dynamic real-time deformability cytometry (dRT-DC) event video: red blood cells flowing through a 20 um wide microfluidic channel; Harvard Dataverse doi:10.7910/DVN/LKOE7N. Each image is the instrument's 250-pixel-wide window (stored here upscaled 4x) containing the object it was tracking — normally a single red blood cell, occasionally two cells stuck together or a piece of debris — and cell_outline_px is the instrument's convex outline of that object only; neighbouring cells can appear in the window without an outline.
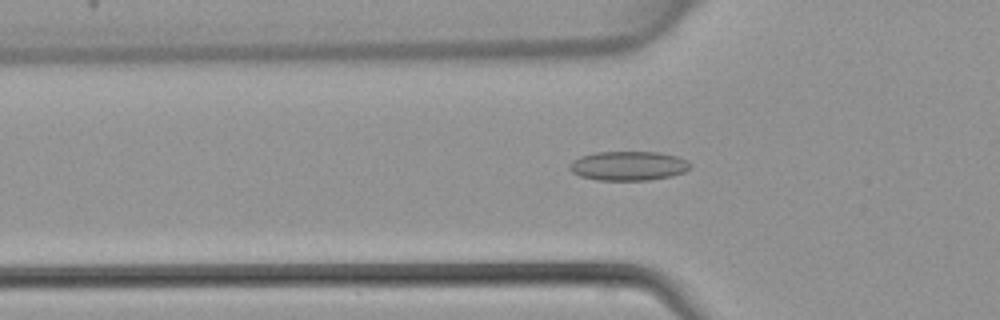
{"species": "common noctule bat (a hibernating species)", "species_latin": "Nyctalus noctula", "temperature_condition": "warm", "stored_images_in_passage": 37, "camera_frame_rate_fps": 3000, "um_per_image_px": 0.085, "animal": {"sex": "female", "body_mass_g": 22.7, "forearm_length_mm": 54.2}, "frame": {"image": 1, "passage_image": 7, "time_ms": 2.0, "image_size_px": [1000, 320], "cell_outline_px": [[692, 168], [684, 172], [672, 176], [648, 180], [596, 180], [580, 176], [572, 172], [568, 168], [568, 164], [572, 160], [580, 156], [596, 152], [656, 152], [676, 156], [688, 160], [692, 164]], "centroid_in_image_um": [53.41, 14.1], "position_along_channel_um": 72.4, "area_um2": 20.81}}
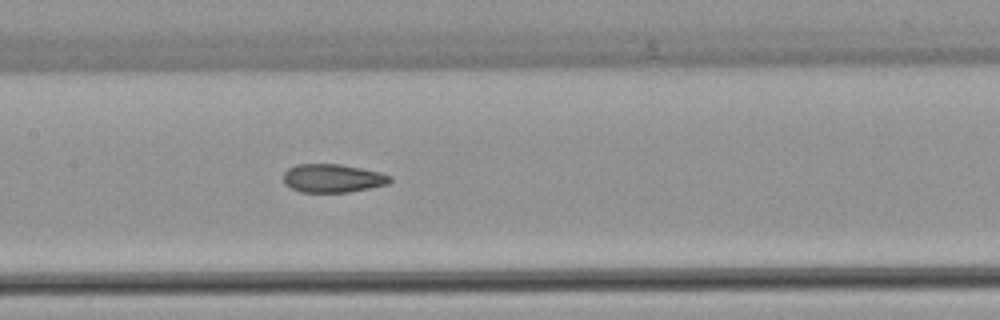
{"frame": {"image": 2, "passage_image": 14, "time_ms": 4.333, "image_size_px": [1000, 320], "cell_outline_px": [[392, 180], [388, 184], [348, 192], [300, 192], [284, 184], [284, 172], [288, 168], [296, 164], [340, 164], [380, 172], [392, 176]], "centroid_in_image_um": [28.27, 15.15], "position_along_channel_um": 179.1, "area_um2": 17.63}}
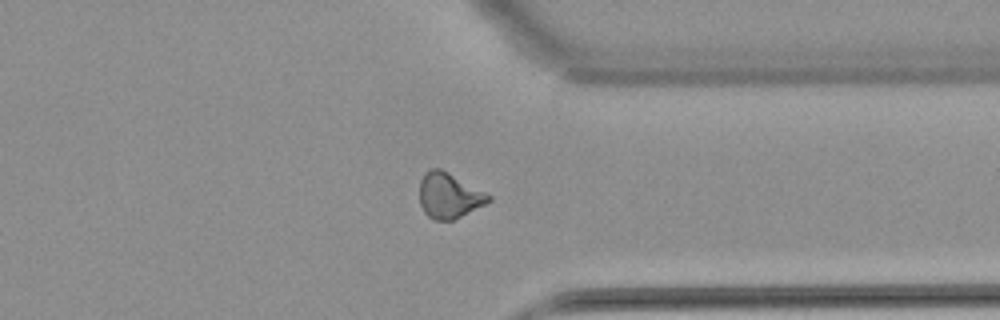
{"frame": {"image": 3, "passage_image": 27, "time_ms": 8.667, "image_size_px": [1000, 320], "cell_outline_px": [[492, 200], [452, 220], [432, 220], [424, 212], [420, 204], [420, 180], [424, 172], [428, 168], [440, 168], [448, 172], [492, 196]], "centroid_in_image_um": [38.13, 16.61], "position_along_channel_um": 373.3, "area_um2": 18.09}}